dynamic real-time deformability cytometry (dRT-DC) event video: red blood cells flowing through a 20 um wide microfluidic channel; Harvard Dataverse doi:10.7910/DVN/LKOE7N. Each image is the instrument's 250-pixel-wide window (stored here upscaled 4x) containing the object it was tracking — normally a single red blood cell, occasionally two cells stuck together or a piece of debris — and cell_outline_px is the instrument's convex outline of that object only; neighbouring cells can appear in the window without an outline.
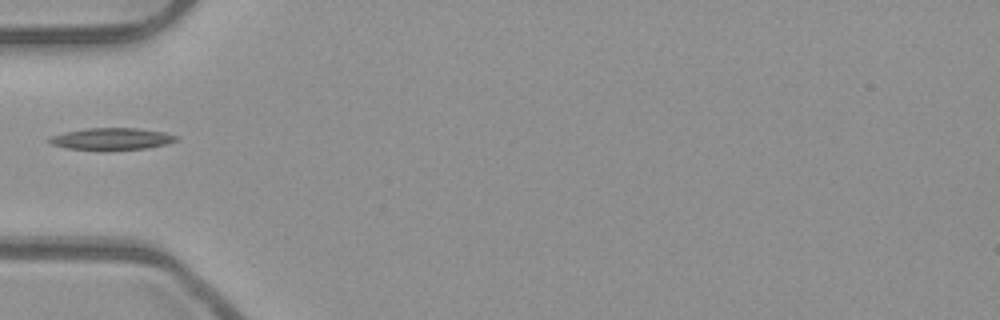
{"species": "common noctule bat (a hibernating species)", "species_latin": "Nyctalus noctula", "temperature_condition": "room temperature", "stored_images_in_passage": 35, "camera_frame_rate_fps": 3000, "um_per_image_px": 0.085, "animal": {"sex": "male", "body_mass_g": 23.1, "forearm_length_mm": 52.7}, "frame": {"image": 1, "passage_image": 1, "time_ms": 0.0, "image_size_px": [1000, 320], "cell_outline_px": [[180, 140], [164, 144], [144, 148], [104, 152], [68, 148], [52, 144], [48, 140], [52, 136], [64, 132], [88, 128], [136, 128], [164, 132], [180, 136]], "centroid_in_image_um": [9.52, 11.82], "position_along_channel_um": 75.5, "area_um2": 16.53}}
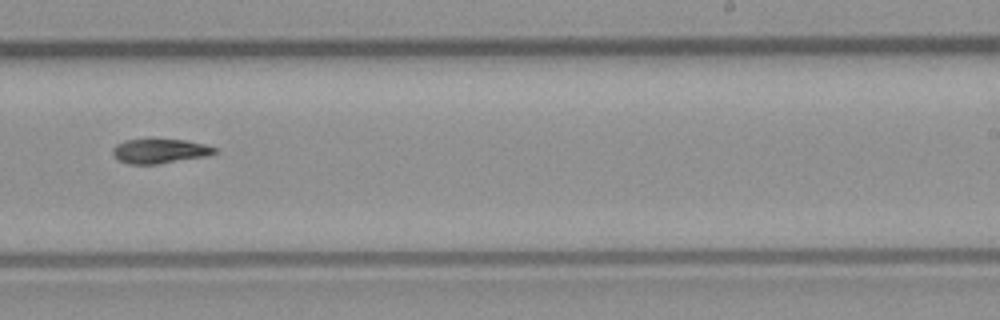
{"frame": {"image": 2, "passage_image": 16, "time_ms": 5.0, "image_size_px": [1000, 320], "cell_outline_px": [[216, 152], [208, 156], [156, 164], [128, 164], [120, 160], [112, 152], [112, 148], [116, 144], [124, 140], [184, 140], [204, 144], [216, 148]], "centroid_in_image_um": [13.58, 12.85], "position_along_channel_um": 275.4, "area_um2": 14.28}}
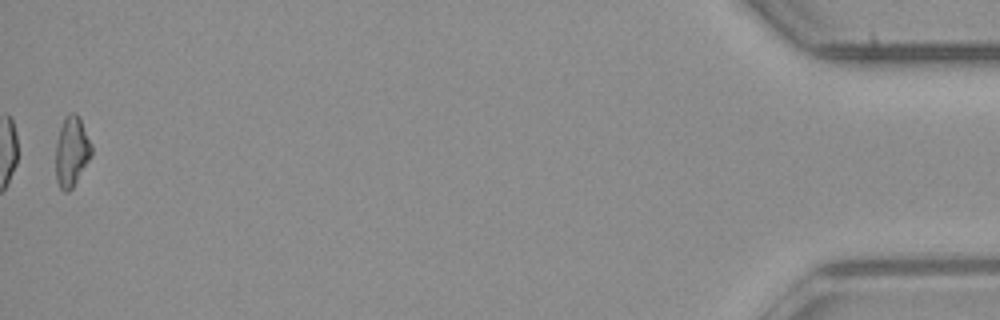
{"frame": {"image": 3, "passage_image": 35, "time_ms": 11.333, "image_size_px": [1000, 320], "cell_outline_px": [[92, 156], [72, 188], [68, 192], [64, 192], [60, 188], [56, 180], [56, 140], [64, 116], [72, 112], [76, 112], [92, 144]], "centroid_in_image_um": [6.09, 12.88], "position_along_channel_um": 429.1, "area_um2": 14.68}}